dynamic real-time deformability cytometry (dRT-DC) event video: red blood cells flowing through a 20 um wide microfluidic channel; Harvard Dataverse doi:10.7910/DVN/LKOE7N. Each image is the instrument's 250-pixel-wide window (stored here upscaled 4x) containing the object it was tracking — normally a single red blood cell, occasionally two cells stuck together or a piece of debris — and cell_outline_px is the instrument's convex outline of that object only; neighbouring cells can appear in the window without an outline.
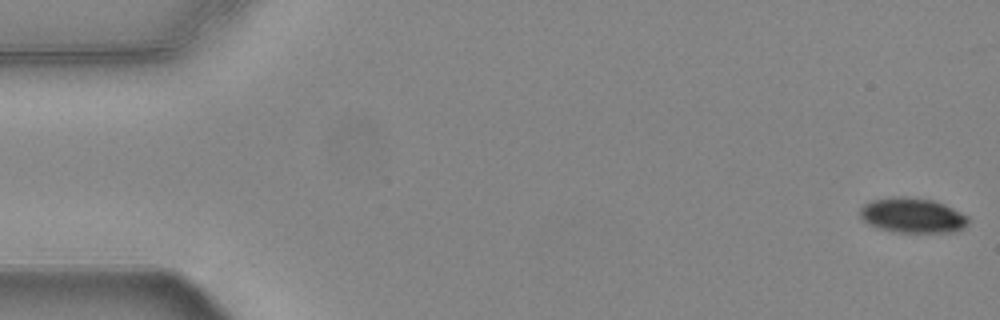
{"species": "common noctule bat (a hibernating species)", "species_latin": "Nyctalus noctula", "temperature_condition": "warm", "stored_images_in_passage": 55, "camera_frame_rate_fps": 3000, "um_per_image_px": 0.085, "animal": {"sex": "female", "body_mass_g": 24.6, "forearm_length_mm": 56.2}, "frame": {"image": 1, "passage_image": 1, "time_ms": 0.0, "image_size_px": [1000, 320], "cell_outline_px": [[968, 224], [964, 228], [956, 232], [892, 232], [868, 224], [860, 220], [860, 208], [864, 204], [872, 200], [892, 196], [904, 196], [932, 200], [944, 204], [968, 216]], "centroid_in_image_um": [77.54, 18.31], "position_along_channel_um": 7.5, "area_um2": 22.25}}
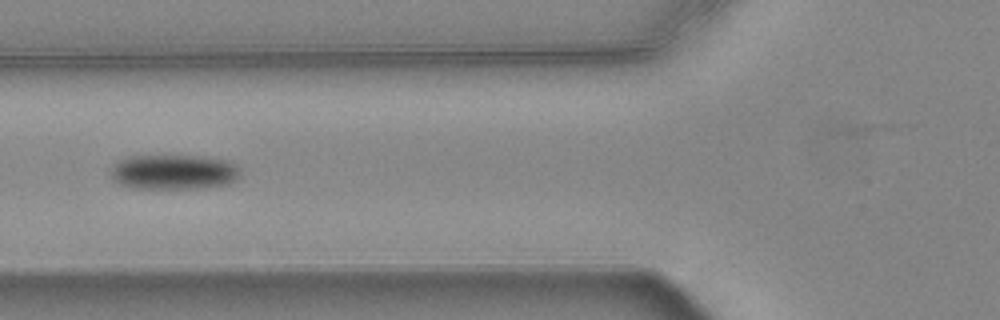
{"frame": {"image": 2, "passage_image": 21, "time_ms": 6.667, "image_size_px": [1000, 320], "cell_outline_px": [[240, 176], [236, 180], [228, 184], [196, 188], [136, 188], [120, 184], [112, 180], [112, 168], [116, 160], [124, 156], [204, 156], [228, 160], [236, 164], [240, 168]], "centroid_in_image_um": [14.78, 14.6], "position_along_channel_um": 111.0, "area_um2": 26.59}}
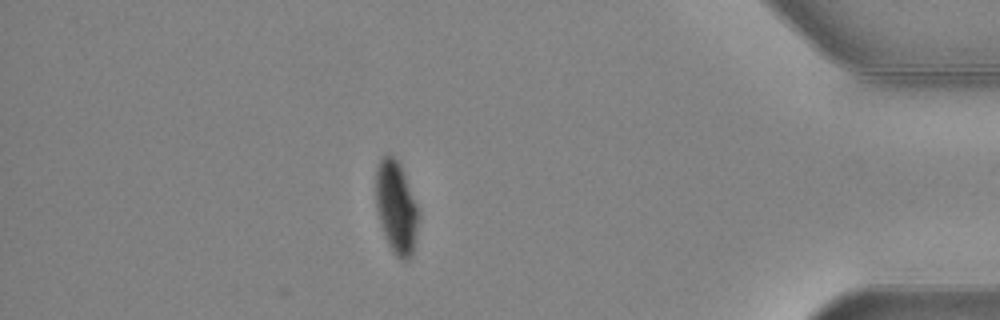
{"frame": {"image": 3, "passage_image": 48, "time_ms": 15.667, "image_size_px": [1000, 320], "cell_outline_px": [[416, 232], [412, 256], [408, 260], [400, 260], [392, 252], [384, 236], [380, 224], [376, 208], [376, 164], [388, 152], [400, 164], [416, 204]], "centroid_in_image_um": [33.63, 17.64], "position_along_channel_um": 401.6, "area_um2": 22.66}, "authors_computed_cell_mechanics": {"area_um2": 24.565, "velocity_mm_per_s": 3.7271, "shape_relaxation_time_tau1_ms": 2.796, "shape_relaxation_time_tau2_ms": null, "deformation_change_tau1": 0.1245, "deformation_change_tau2": null}}